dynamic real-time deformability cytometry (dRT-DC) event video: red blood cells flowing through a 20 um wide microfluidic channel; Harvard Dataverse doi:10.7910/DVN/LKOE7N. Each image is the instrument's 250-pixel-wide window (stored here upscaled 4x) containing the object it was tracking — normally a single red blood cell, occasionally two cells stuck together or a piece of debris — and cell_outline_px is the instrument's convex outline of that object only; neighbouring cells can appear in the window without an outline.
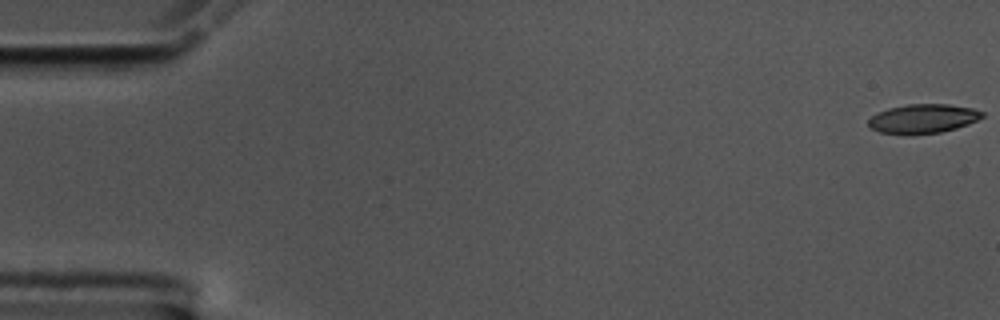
{"species": "common noctule bat (a hibernating species)", "species_latin": "Nyctalus noctula", "temperature_condition": "cold", "stored_images_in_passage": 57, "camera_frame_rate_fps": 3000, "um_per_image_px": 0.085, "animal": {"sex": "male", "body_mass_g": 17.5, "forearm_length_mm": 52.3}, "frame": {"image": 1, "passage_image": 1, "time_ms": 0.0, "image_size_px": [1000, 320], "cell_outline_px": [[984, 116], [968, 124], [956, 128], [940, 132], [880, 132], [872, 128], [868, 124], [868, 120], [872, 116], [888, 108], [908, 104], [948, 104], [972, 108], [984, 112]], "centroid_in_image_um": [78.51, 10.04], "position_along_channel_um": 6.5, "area_um2": 18.55}}
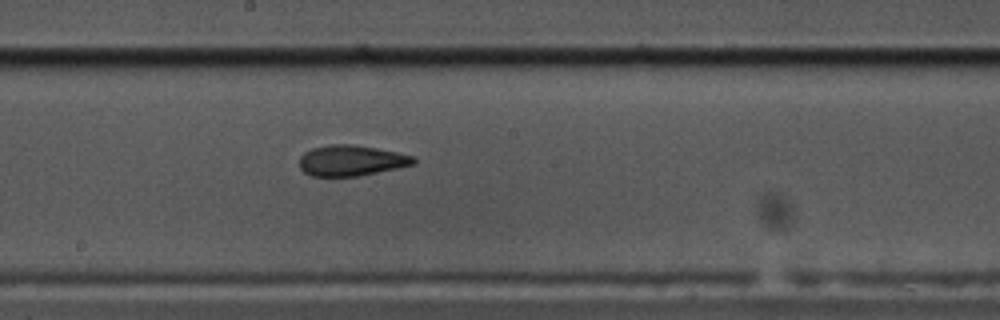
{"frame": {"image": 2, "passage_image": 31, "time_ms": 10.0, "image_size_px": [1000, 320], "cell_outline_px": [[416, 164], [356, 176], [312, 176], [304, 172], [300, 168], [300, 156], [304, 152], [312, 148], [328, 144], [352, 144], [376, 148], [416, 156]], "centroid_in_image_um": [29.85, 13.63], "position_along_channel_um": 218.3, "area_um2": 20.4}}
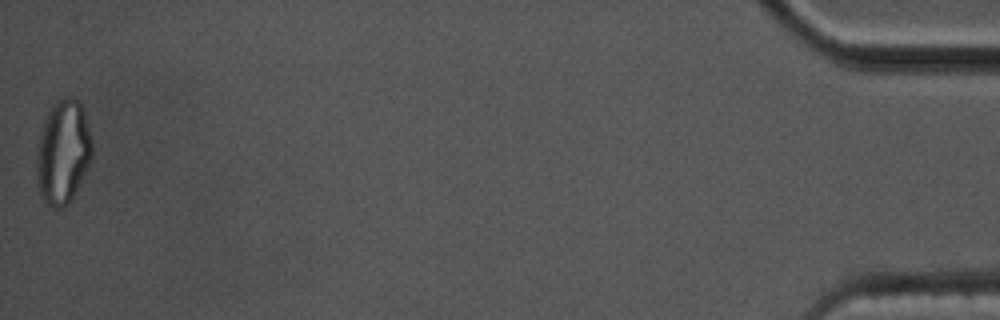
{"frame": {"image": 3, "passage_image": 57, "time_ms": 18.667, "image_size_px": [1000, 320], "cell_outline_px": [[92, 156], [88, 168], [68, 204], [64, 208], [52, 208], [40, 196], [36, 184], [36, 152], [44, 120], [52, 104], [56, 100], [64, 96], [72, 96], [80, 100], [84, 112], [92, 140]], "centroid_in_image_um": [5.34, 12.91], "position_along_channel_um": 429.9, "area_um2": 34.04}, "authors_computed_cell_mechanics": {"area_um2": 20.6346, "velocity_mm_per_s": 3.5522, "shape_relaxation_time_tau1_ms": null, "shape_relaxation_time_tau2_ms": 3.0239, "deformation_change_tau1": null, "deformation_change_tau2": 0.1026}}